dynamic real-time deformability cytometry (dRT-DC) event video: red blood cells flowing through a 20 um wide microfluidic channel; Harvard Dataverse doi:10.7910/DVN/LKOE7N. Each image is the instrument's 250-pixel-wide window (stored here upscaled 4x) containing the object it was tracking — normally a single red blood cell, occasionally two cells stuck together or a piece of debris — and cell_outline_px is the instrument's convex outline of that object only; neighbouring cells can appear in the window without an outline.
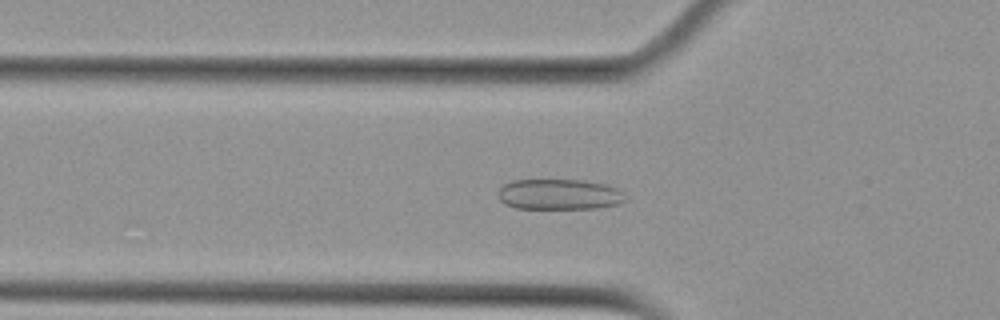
{"species": "Egyptian fruit bat (a non-hibernating species)", "species_latin": "Rousettus aegyptiacus", "temperature_condition": "cold", "stored_images_in_passage": 54, "camera_frame_rate_fps": 3000, "um_per_image_px": 0.085, "animal": {"sex": "female"}, "frame": {"image": 1, "passage_image": 18, "time_ms": 5.667, "image_size_px": [1000, 320], "cell_outline_px": [[628, 200], [620, 204], [596, 208], [516, 208], [504, 204], [500, 200], [496, 192], [504, 184], [512, 180], [584, 180], [604, 184], [616, 188], [624, 192]], "centroid_in_image_um": [47.55, 16.52], "position_along_channel_um": 78.3, "area_um2": 22.89}}
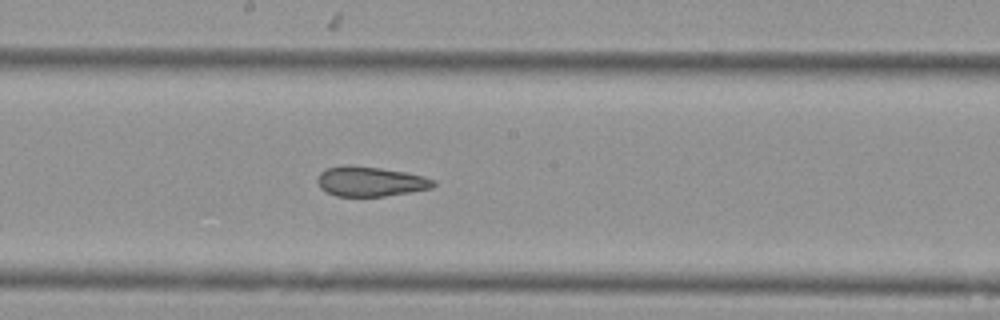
{"frame": {"image": 2, "passage_image": 29, "time_ms": 9.333, "image_size_px": [1000, 320], "cell_outline_px": [[436, 184], [432, 188], [412, 192], [384, 196], [336, 196], [320, 188], [316, 180], [320, 172], [328, 168], [344, 164], [352, 164], [380, 168], [404, 172], [424, 176], [436, 180]], "centroid_in_image_um": [31.48, 15.41], "position_along_channel_um": 216.7, "area_um2": 20.35}}
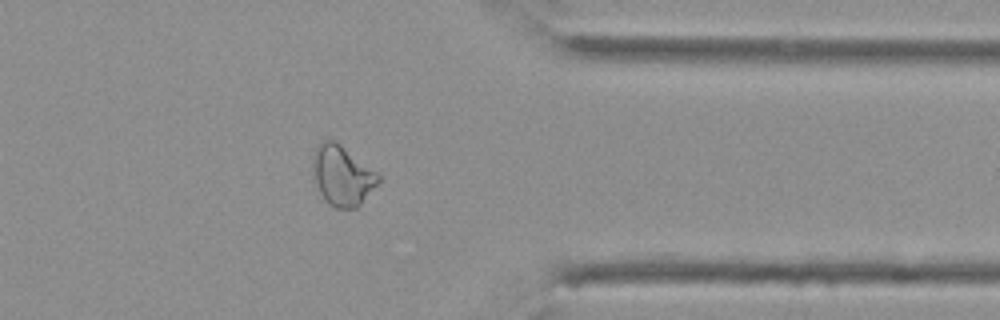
{"frame": {"image": 3, "passage_image": 43, "time_ms": 14.0, "image_size_px": [1000, 320], "cell_outline_px": [[380, 180], [360, 204], [356, 208], [336, 208], [320, 192], [312, 176], [312, 156], [316, 148], [324, 140], [336, 140], [376, 172], [380, 176]], "centroid_in_image_um": [29.06, 14.89], "position_along_channel_um": 382.3, "area_um2": 22.54}, "authors_computed_cell_mechanics": {"area_um2": 24.2182, "velocity_mm_per_s": 3.7611, "shape_relaxation_time_tau1_ms": null, "shape_relaxation_time_tau2_ms": 3.1885, "deformation_change_tau1": null, "deformation_change_tau2": 0.0923}}